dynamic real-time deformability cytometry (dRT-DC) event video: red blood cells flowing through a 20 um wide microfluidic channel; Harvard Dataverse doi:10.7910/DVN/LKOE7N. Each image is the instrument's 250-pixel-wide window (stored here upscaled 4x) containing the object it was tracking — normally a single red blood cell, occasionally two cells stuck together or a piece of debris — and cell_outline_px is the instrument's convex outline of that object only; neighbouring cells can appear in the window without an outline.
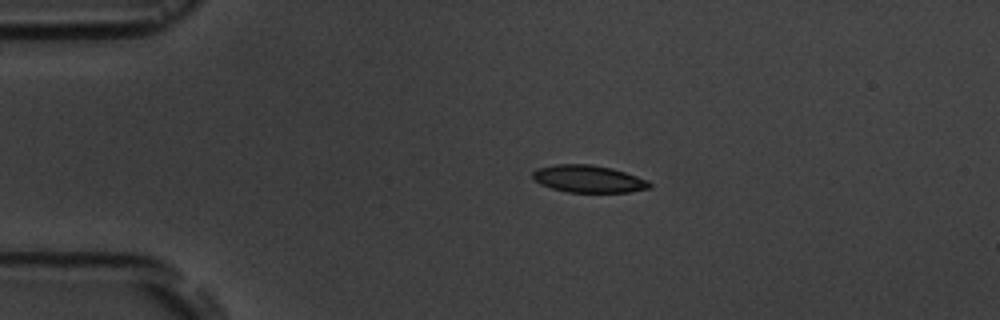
{"species": "common noctule bat (a hibernating species)", "species_latin": "Nyctalus noctula", "temperature_condition": "room temperature", "stored_images_in_passage": 6, "camera_frame_rate_fps": 3000, "um_per_image_px": 0.085, "animal": {"sex": "male", "body_mass_g": 19.5, "forearm_length_mm": 54.6}, "frame": {"image": 1, "passage_image": 3, "time_ms": 2.333, "image_size_px": [1000, 320], "cell_outline_px": [[652, 188], [628, 192], [568, 192], [552, 188], [540, 184], [532, 180], [532, 172], [536, 168], [556, 164], [592, 164], [612, 168], [648, 180], [652, 184]], "centroid_in_image_um": [50.0, 15.2], "position_along_channel_um": 35.0, "area_um2": 18.73}}
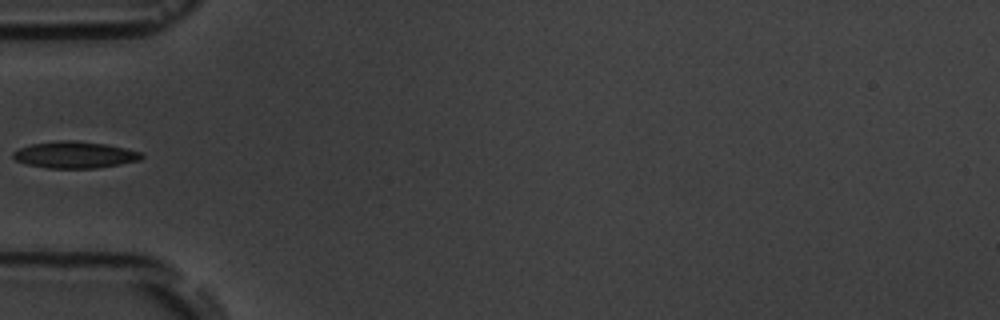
{"frame": {"image": 2, "passage_image": 5, "time_ms": 4.667, "image_size_px": [1000, 320], "cell_outline_px": [[144, 156], [140, 160], [120, 164], [96, 168], [48, 168], [28, 164], [16, 160], [12, 156], [12, 152], [20, 148], [32, 144], [60, 140], [76, 140], [104, 144], [144, 152]], "centroid_in_image_um": [6.38, 13.15], "position_along_channel_um": 78.6, "area_um2": 19.88}}
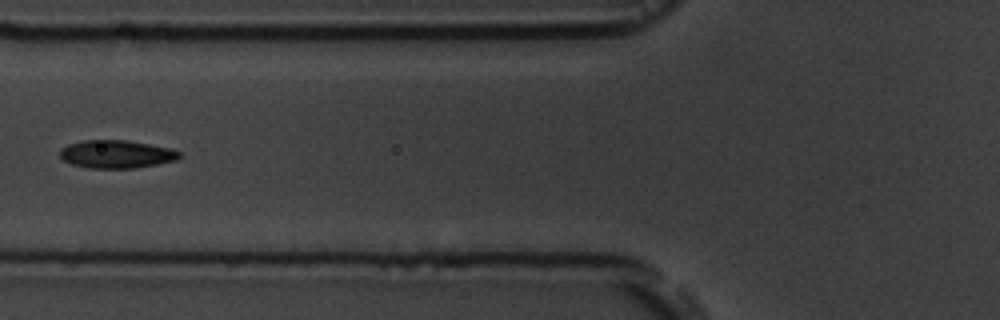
{"frame": {"image": 3, "passage_image": 6, "time_ms": 5.667, "image_size_px": [1000, 320], "cell_outline_px": [[184, 156], [176, 160], [136, 168], [88, 168], [72, 164], [64, 160], [60, 156], [60, 148], [68, 144], [84, 140], [124, 140], [172, 148], [180, 152]], "centroid_in_image_um": [9.91, 13.1], "position_along_channel_um": 115.9, "area_um2": 19.54}}